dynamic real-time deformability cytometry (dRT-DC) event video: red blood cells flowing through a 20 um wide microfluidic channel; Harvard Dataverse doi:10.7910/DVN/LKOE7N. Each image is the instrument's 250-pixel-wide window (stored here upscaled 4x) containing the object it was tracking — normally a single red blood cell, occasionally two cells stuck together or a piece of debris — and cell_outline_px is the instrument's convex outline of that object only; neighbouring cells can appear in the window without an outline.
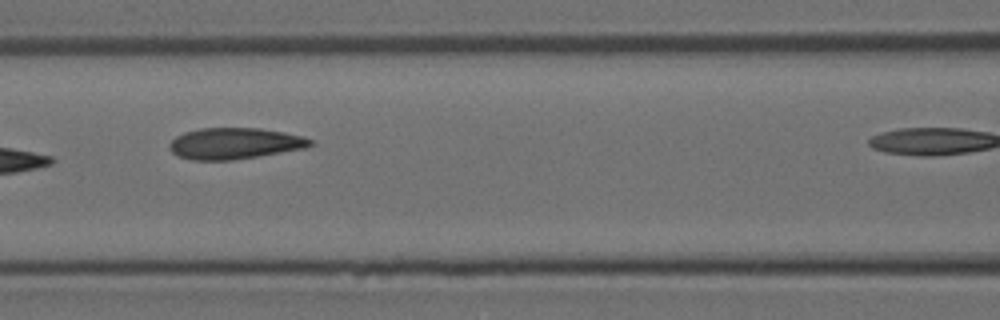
{"species": "Egyptian fruit bat (a non-hibernating species)", "species_latin": "Rousettus aegyptiacus", "temperature_condition": "room temperature", "stored_images_in_passage": 5, "camera_frame_rate_fps": 3000, "um_per_image_px": 0.085, "animal": {"sex": "female"}, "frame": {"image": 1, "passage_image": 4, "time_ms": 1.0, "image_size_px": [1000, 320], "cell_outline_px": [[316, 144], [304, 148], [232, 160], [192, 160], [180, 156], [172, 152], [168, 148], [168, 144], [176, 136], [184, 132], [200, 128], [260, 128], [284, 132], [304, 136], [312, 140]], "centroid_in_image_um": [19.94, 12.18], "position_along_channel_um": 146.7, "area_um2": 25.61}}